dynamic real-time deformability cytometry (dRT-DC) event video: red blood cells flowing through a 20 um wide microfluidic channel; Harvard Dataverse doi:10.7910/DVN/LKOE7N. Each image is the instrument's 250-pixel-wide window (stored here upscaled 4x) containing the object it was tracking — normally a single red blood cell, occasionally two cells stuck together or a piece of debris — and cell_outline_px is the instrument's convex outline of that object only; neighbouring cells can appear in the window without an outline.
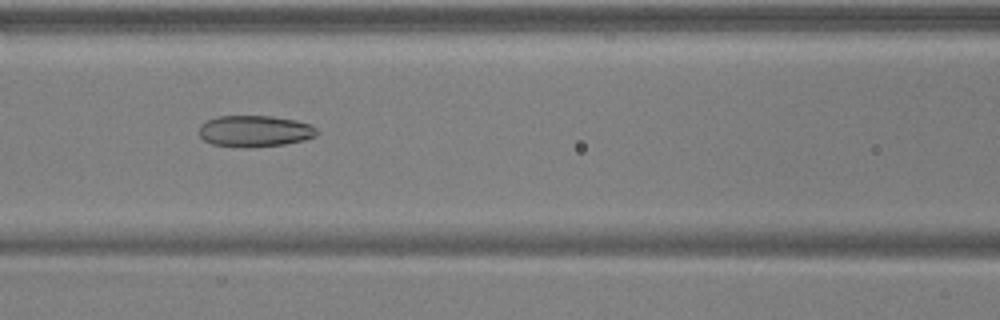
{"species": "common noctule bat (a hibernating species)", "species_latin": "Nyctalus noctula", "temperature_condition": "warm", "stored_images_in_passage": 10, "camera_frame_rate_fps": 3000, "um_per_image_px": 0.085, "animal": {"sex": "male", "body_mass_g": 17.9, "forearm_length_mm": 54.2}, "frame": {"image": 1, "passage_image": 6, "time_ms": 1.667, "image_size_px": [1000, 320], "cell_outline_px": [[320, 132], [316, 136], [304, 140], [284, 144], [252, 148], [244, 148], [212, 144], [204, 140], [200, 136], [200, 124], [216, 116], [272, 116], [296, 120], [312, 124]], "centroid_in_image_um": [21.69, 11.15], "position_along_channel_um": 144.9, "area_um2": 21.85}}
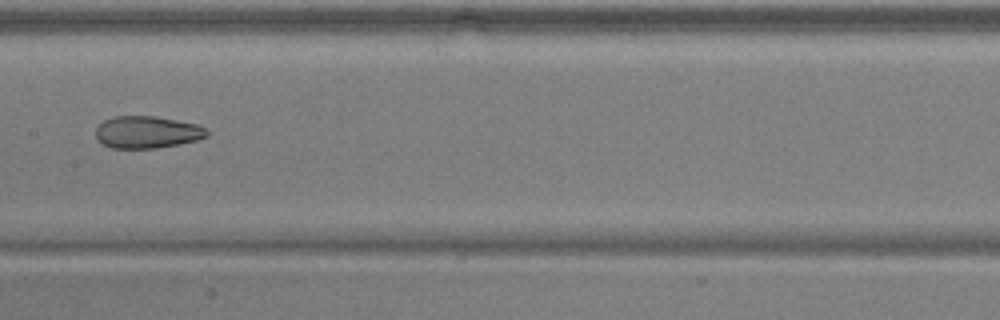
{"frame": {"image": 2, "passage_image": 7, "time_ms": 2.0, "image_size_px": [1000, 320], "cell_outline_px": [[208, 136], [196, 140], [156, 148], [112, 148], [104, 144], [96, 136], [96, 128], [104, 120], [112, 116], [156, 116], [196, 124], [204, 128], [208, 132]], "centroid_in_image_um": [12.49, 11.22], "position_along_channel_um": 194.9, "area_um2": 20.58}}
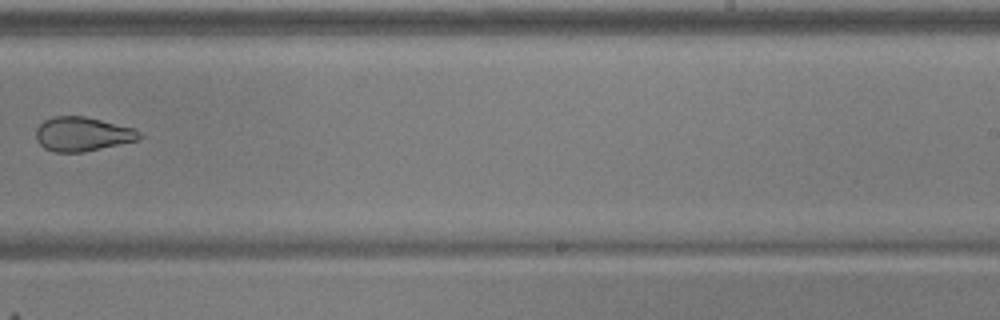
{"frame": {"image": 3, "passage_image": 9, "time_ms": 2.667, "image_size_px": [1000, 320], "cell_outline_px": [[144, 136], [140, 140], [84, 152], [56, 152], [44, 148], [36, 140], [36, 128], [44, 120], [52, 116], [84, 116], [136, 128]], "centroid_in_image_um": [7.04, 11.4], "position_along_channel_um": 282.0, "area_um2": 20.87}}